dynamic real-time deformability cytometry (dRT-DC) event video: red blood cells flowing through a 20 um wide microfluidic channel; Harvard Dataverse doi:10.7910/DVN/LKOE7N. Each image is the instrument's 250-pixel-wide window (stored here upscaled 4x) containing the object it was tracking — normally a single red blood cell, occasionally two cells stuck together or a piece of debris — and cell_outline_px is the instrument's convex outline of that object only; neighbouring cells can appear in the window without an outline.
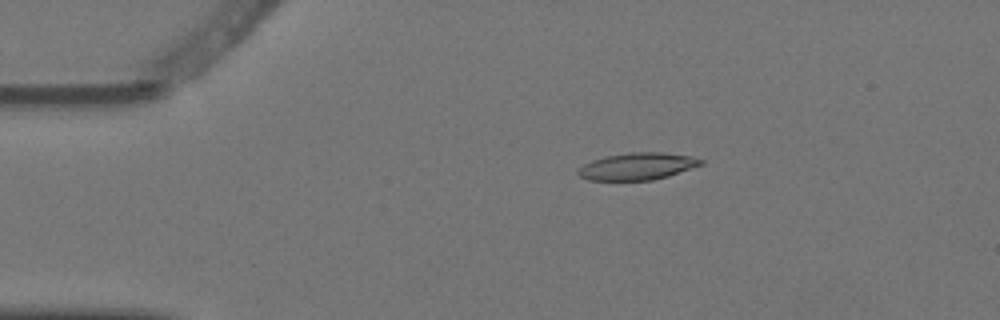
{"species": "Egyptian fruit bat (a non-hibernating species)", "species_latin": "Rousettus aegyptiacus", "temperature_condition": "warm", "stored_images_in_passage": 6, "camera_frame_rate_fps": 3000, "um_per_image_px": 0.085, "animal": {"sex": "female"}, "frame": {"image": 1, "passage_image": 3, "time_ms": 0.667, "image_size_px": [1000, 320], "cell_outline_px": [[704, 164], [668, 176], [652, 180], [588, 180], [580, 176], [576, 172], [584, 164], [592, 160], [604, 156], [632, 152], [664, 152], [692, 156], [704, 160]], "centroid_in_image_um": [54.2, 14.13], "position_along_channel_um": 30.8, "area_um2": 19.42}}
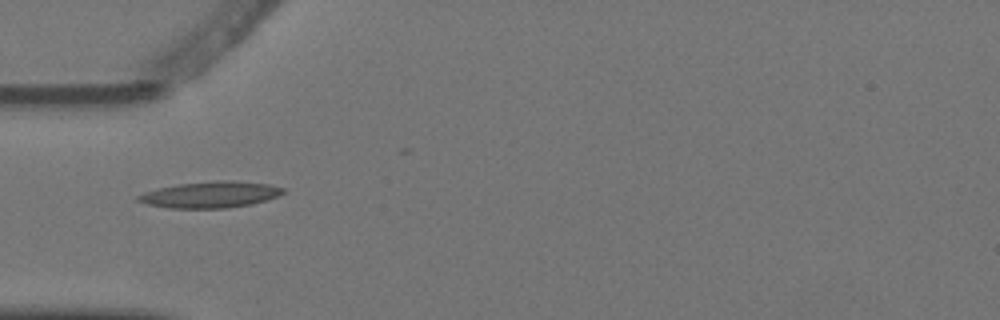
{"frame": {"image": 2, "passage_image": 5, "time_ms": 1.333, "image_size_px": [1000, 320], "cell_outline_px": [[284, 192], [276, 196], [264, 200], [248, 204], [228, 208], [168, 208], [148, 204], [136, 200], [136, 196], [144, 192], [156, 188], [180, 184], [216, 180], [228, 180], [268, 184], [284, 188]], "centroid_in_image_um": [17.82, 16.54], "position_along_channel_um": 67.2, "area_um2": 21.96}}
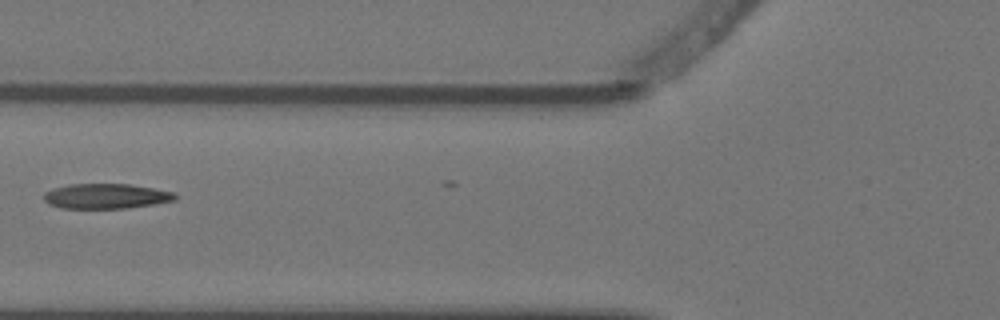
{"frame": {"image": 3, "passage_image": 6, "time_ms": 1.667, "image_size_px": [1000, 320], "cell_outline_px": [[176, 200], [128, 208], [60, 208], [48, 204], [44, 200], [44, 192], [52, 188], [68, 184], [128, 184], [152, 188], [172, 192], [176, 196]], "centroid_in_image_um": [8.95, 16.67], "position_along_channel_um": 116.9, "area_um2": 19.07}}